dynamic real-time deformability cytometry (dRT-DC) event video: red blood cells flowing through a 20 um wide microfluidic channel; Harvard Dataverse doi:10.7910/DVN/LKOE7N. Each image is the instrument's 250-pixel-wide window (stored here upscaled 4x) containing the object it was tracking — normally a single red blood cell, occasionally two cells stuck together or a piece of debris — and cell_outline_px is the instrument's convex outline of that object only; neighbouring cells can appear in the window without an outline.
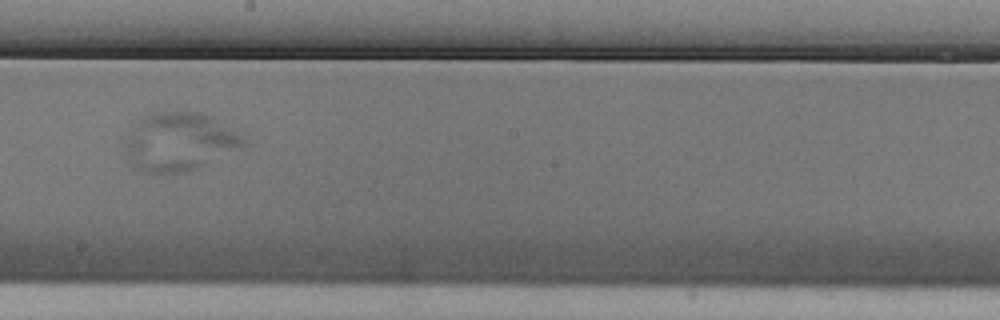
{"species": "Egyptian fruit bat (a non-hibernating species)", "species_latin": "Rousettus aegyptiacus", "temperature_condition": "cold", "stored_images_in_passage": 14, "camera_frame_rate_fps": 3000, "um_per_image_px": 0.085, "animal": {"sex": "male"}, "frame": {"image": 1, "passage_image": 8, "time_ms": 2.333, "image_size_px": [1000, 320], "cell_outline_px": [[244, 144], [192, 168], [176, 172], [140, 172], [132, 168], [128, 164], [128, 136], [132, 128], [144, 116], [156, 112], [200, 112], [212, 116], [240, 132], [244, 136]], "centroid_in_image_um": [15.2, 12.01], "position_along_channel_um": 233.0, "area_um2": 38.9}}